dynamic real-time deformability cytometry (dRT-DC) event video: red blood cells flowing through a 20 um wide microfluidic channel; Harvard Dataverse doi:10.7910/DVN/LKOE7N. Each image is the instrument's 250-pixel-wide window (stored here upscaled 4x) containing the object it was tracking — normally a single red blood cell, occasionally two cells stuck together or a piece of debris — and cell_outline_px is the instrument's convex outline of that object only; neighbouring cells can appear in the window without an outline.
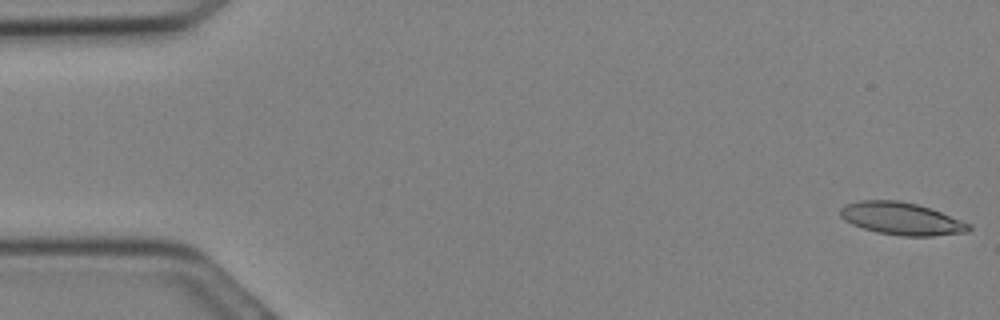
{"species": "Egyptian fruit bat (a non-hibernating species)", "species_latin": "Rousettus aegyptiacus", "temperature_condition": "cold", "stored_images_in_passage": 15, "camera_frame_rate_fps": 3000, "um_per_image_px": 0.085, "animal": {"sex": "female"}, "frame": {"image": 1, "passage_image": 1, "time_ms": 0.0, "image_size_px": [1000, 320], "cell_outline_px": [[972, 228], [968, 232], [932, 236], [904, 236], [876, 232], [852, 224], [844, 220], [840, 216], [840, 208], [844, 204], [860, 200], [896, 200], [916, 204], [940, 212], [972, 224]], "centroid_in_image_um": [76.61, 18.59], "position_along_channel_um": 8.4, "area_um2": 24.28}}
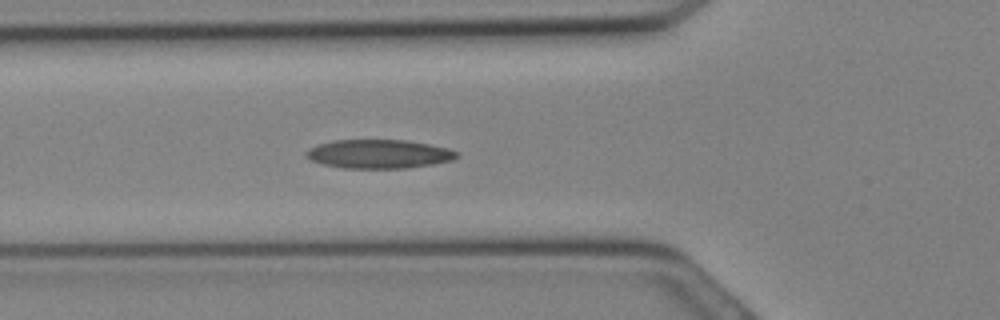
{"frame": {"image": 2, "passage_image": 11, "time_ms": 3.333, "image_size_px": [1000, 320], "cell_outline_px": [[460, 156], [452, 160], [432, 164], [404, 168], [344, 168], [320, 164], [308, 160], [304, 156], [304, 152], [308, 148], [316, 144], [332, 140], [404, 140], [428, 144], [448, 148], [460, 152]], "centroid_in_image_um": [32.13, 13.09], "position_along_channel_um": 93.7, "area_um2": 25.61}}
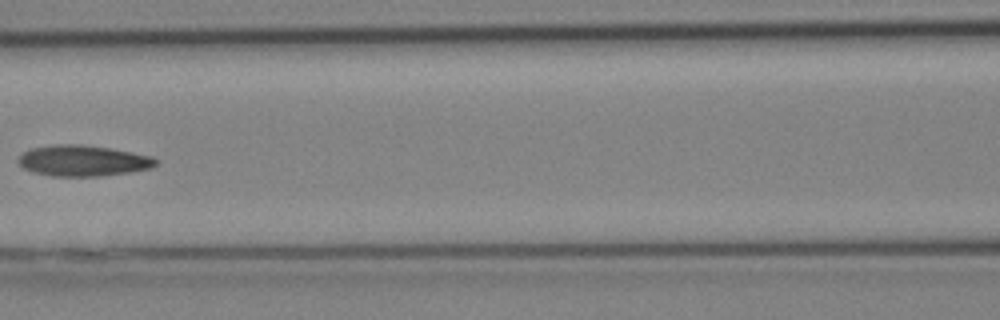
{"frame": {"image": 3, "passage_image": 14, "time_ms": 4.333, "image_size_px": [1000, 320], "cell_outline_px": [[156, 164], [152, 168], [128, 172], [96, 176], [52, 176], [32, 172], [24, 168], [16, 160], [24, 152], [32, 148], [56, 144], [80, 144], [112, 148], [152, 156], [156, 160]], "centroid_in_image_um": [7.04, 13.65], "position_along_channel_um": 159.6, "area_um2": 24.68}}